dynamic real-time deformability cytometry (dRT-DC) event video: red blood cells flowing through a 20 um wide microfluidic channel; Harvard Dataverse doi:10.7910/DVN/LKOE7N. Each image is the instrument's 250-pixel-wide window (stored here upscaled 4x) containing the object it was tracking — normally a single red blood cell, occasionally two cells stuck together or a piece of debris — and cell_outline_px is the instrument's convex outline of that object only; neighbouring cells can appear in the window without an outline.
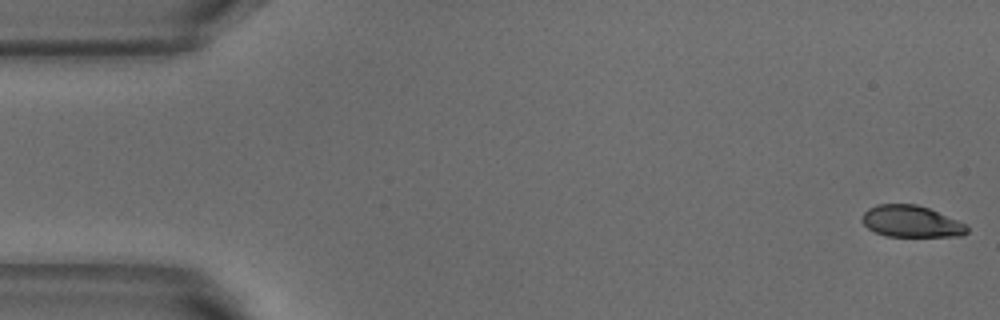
{"species": "common noctule bat (a hibernating species)", "species_latin": "Nyctalus noctula", "temperature_condition": "warm", "stored_images_in_passage": 52, "camera_frame_rate_fps": 3000, "um_per_image_px": 0.085, "animal": {"sex": "male", "body_mass_g": 18.8}, "frame": {"image": 1, "passage_image": 1, "time_ms": 0.0, "image_size_px": [1000, 320], "cell_outline_px": [[968, 232], [964, 236], [884, 236], [868, 228], [860, 220], [864, 212], [868, 208], [876, 204], [916, 204], [928, 208], [956, 220], [964, 224], [968, 228]], "centroid_in_image_um": [77.41, 18.82], "position_along_channel_um": 7.6, "area_um2": 19.25}}
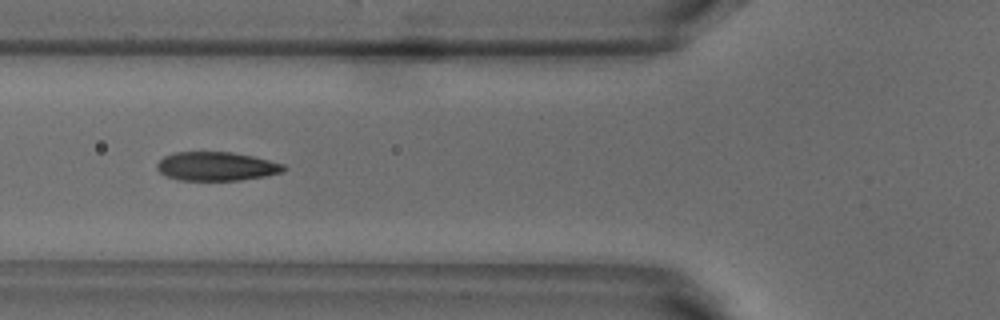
{"frame": {"image": 2, "passage_image": 19, "time_ms": 6.0, "image_size_px": [1000, 320], "cell_outline_px": [[288, 168], [284, 172], [264, 176], [240, 180], [180, 180], [168, 176], [160, 172], [156, 168], [156, 164], [164, 156], [176, 152], [232, 152], [252, 156], [284, 164]], "centroid_in_image_um": [18.42, 14.13], "position_along_channel_um": 107.4, "area_um2": 21.21}}
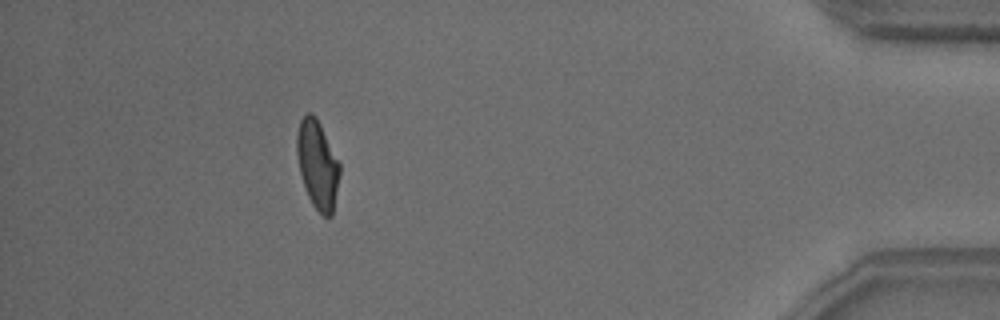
{"frame": {"image": 3, "passage_image": 47, "time_ms": 15.333, "image_size_px": [1000, 320], "cell_outline_px": [[340, 172], [332, 216], [324, 216], [312, 204], [308, 196], [300, 172], [296, 152], [296, 136], [300, 120], [308, 112], [312, 112], [316, 116], [340, 164]], "centroid_in_image_um": [26.98, 13.96], "position_along_channel_um": 408.2, "area_um2": 21.79}, "authors_computed_cell_mechanics": {"area_um2": 21.8484, "velocity_mm_per_s": 3.8246, "shape_relaxation_time_tau1_ms": 3.7782, "shape_relaxation_time_tau2_ms": 0.7315, "deformation_change_tau1": 0.1429, "deformation_change_tau2": 0.059}}